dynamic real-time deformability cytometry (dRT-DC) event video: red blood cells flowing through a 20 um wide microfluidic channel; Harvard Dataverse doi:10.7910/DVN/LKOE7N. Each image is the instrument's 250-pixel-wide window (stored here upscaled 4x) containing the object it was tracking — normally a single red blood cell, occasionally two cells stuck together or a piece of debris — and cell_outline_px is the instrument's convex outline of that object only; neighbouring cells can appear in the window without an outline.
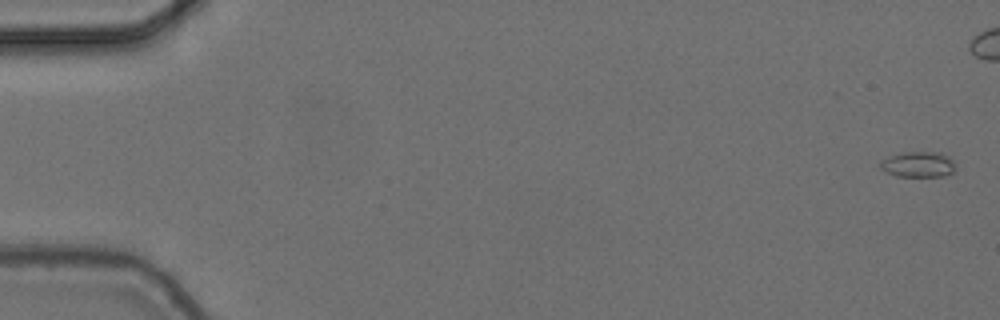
{"species": "common noctule bat (a hibernating species)", "species_latin": "Nyctalus noctula", "temperature_condition": "cold", "stored_images_in_passage": 6, "segment_of_instrument_passage": [1, 2], "camera_frame_rate_fps": 3000, "um_per_image_px": 0.085, "animal": {"sex": "female", "body_mass_g": 24.6, "forearm_length_mm": 56.2}, "frame": {"image": 1, "passage_image": 1, "time_ms": 0.0, "image_size_px": [1000, 320], "cell_outline_px": [[956, 164], [952, 172], [944, 176], [896, 176], [880, 168], [880, 160], [888, 156], [904, 152], [940, 152], [948, 156]], "centroid_in_image_um": [78.04, 13.96], "position_along_channel_um": 7.0, "area_um2": 11.21}}